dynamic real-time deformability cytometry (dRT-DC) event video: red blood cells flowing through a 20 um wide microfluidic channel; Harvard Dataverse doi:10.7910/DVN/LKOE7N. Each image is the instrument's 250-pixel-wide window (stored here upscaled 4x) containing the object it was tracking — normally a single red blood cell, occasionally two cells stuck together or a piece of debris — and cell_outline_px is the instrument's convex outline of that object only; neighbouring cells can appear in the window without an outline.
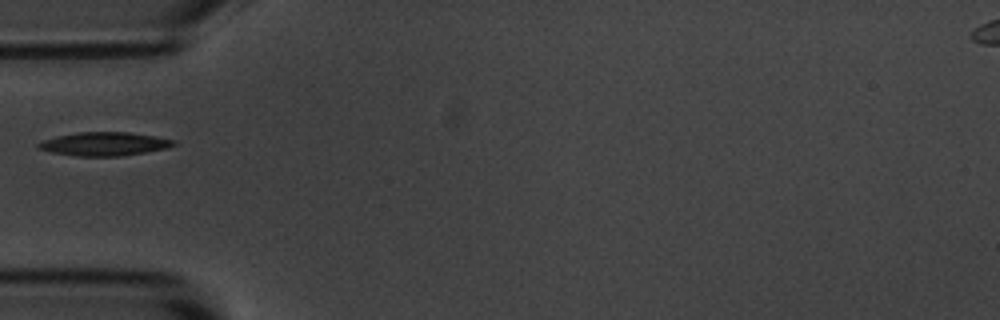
{"species": "common noctule bat (a hibernating species)", "species_latin": "Nyctalus noctula", "temperature_condition": "room temperature", "stored_images_in_passage": 39, "camera_frame_rate_fps": 3000, "um_per_image_px": 0.085, "animal": {"sex": "male", "body_mass_g": 20.1, "forearm_length_mm": 53.5}, "frame": {"image": 1, "passage_image": 1, "time_ms": 0.0, "image_size_px": [1000, 320], "cell_outline_px": [[176, 144], [168, 148], [120, 156], [76, 156], [52, 152], [36, 148], [36, 144], [44, 140], [60, 136], [80, 132], [128, 132], [156, 136], [176, 140]], "centroid_in_image_um": [8.9, 12.23], "position_along_channel_um": 76.1, "area_um2": 18.44}}
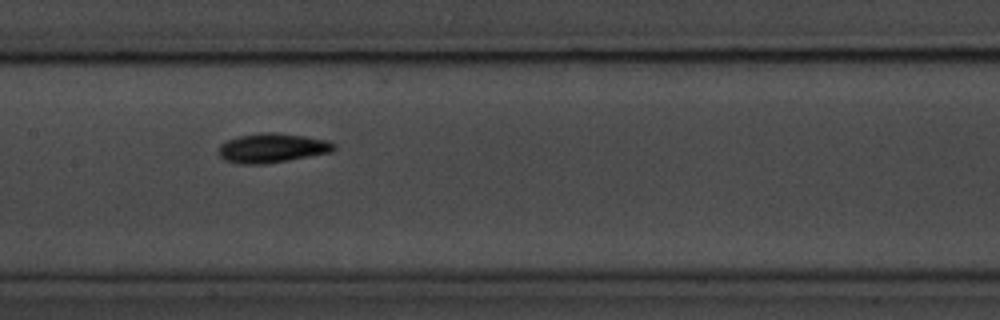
{"frame": {"image": 2, "passage_image": 10, "time_ms": 3.0, "image_size_px": [1000, 320], "cell_outline_px": [[336, 148], [332, 152], [288, 160], [264, 164], [240, 164], [224, 160], [216, 152], [220, 144], [236, 136], [260, 132], [276, 132], [304, 136], [328, 140], [336, 144]], "centroid_in_image_um": [23.11, 12.57], "position_along_channel_um": 184.3, "area_um2": 20.0}}
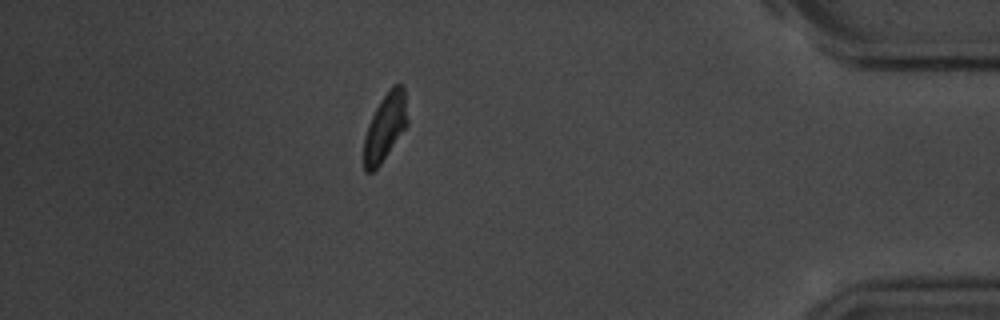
{"frame": {"image": 3, "passage_image": 32, "time_ms": 10.333, "image_size_px": [1000, 320], "cell_outline_px": [[408, 124], [380, 164], [372, 172], [364, 172], [364, 136], [368, 124], [380, 100], [392, 84], [400, 84], [404, 88], [408, 120]], "centroid_in_image_um": [32.73, 10.78], "position_along_channel_um": 402.5, "area_um2": 16.99}}